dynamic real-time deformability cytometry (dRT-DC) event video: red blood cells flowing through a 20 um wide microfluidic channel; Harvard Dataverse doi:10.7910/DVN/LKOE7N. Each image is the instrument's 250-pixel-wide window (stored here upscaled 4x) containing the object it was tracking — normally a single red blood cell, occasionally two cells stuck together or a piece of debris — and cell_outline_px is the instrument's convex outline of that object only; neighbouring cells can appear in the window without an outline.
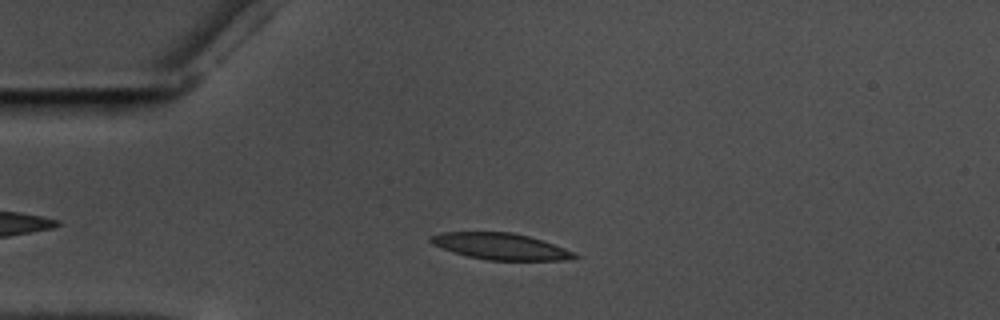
{"species": "common noctule bat (a hibernating species)", "species_latin": "Nyctalus noctula", "temperature_condition": "warm", "stored_images_in_passage": 47, "camera_frame_rate_fps": 3000, "um_per_image_px": 0.085, "animal": {"sex": "male", "body_mass_g": 17.5, "forearm_length_mm": 52.3}, "frame": {"image": 1, "passage_image": 9, "time_ms": 2.667, "image_size_px": [1000, 320], "cell_outline_px": [[580, 256], [564, 260], [488, 260], [468, 256], [432, 244], [428, 240], [428, 236], [444, 232], [512, 232], [528, 236], [576, 252]], "centroid_in_image_um": [42.54, 20.93], "position_along_channel_um": 42.5, "area_um2": 21.85}}
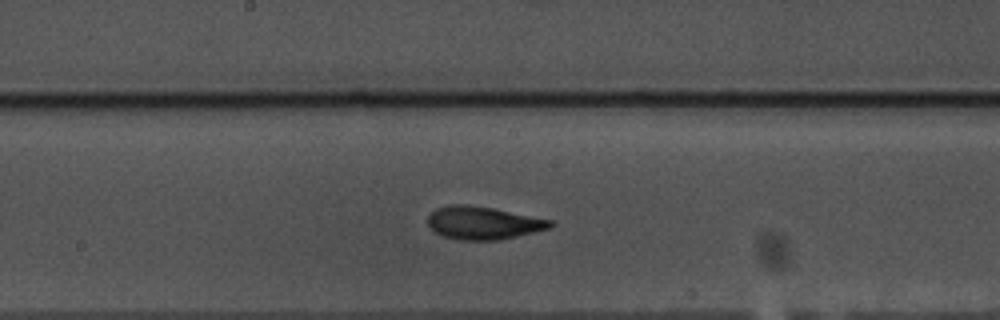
{"frame": {"image": 2, "passage_image": 25, "time_ms": 8.0, "image_size_px": [1000, 320], "cell_outline_px": [[556, 224], [552, 228], [516, 236], [496, 240], [460, 240], [444, 236], [436, 232], [428, 224], [428, 216], [436, 208], [456, 204], [464, 204], [492, 208], [552, 220]], "centroid_in_image_um": [41.1, 18.95], "position_along_channel_um": 207.1, "area_um2": 23.24}}
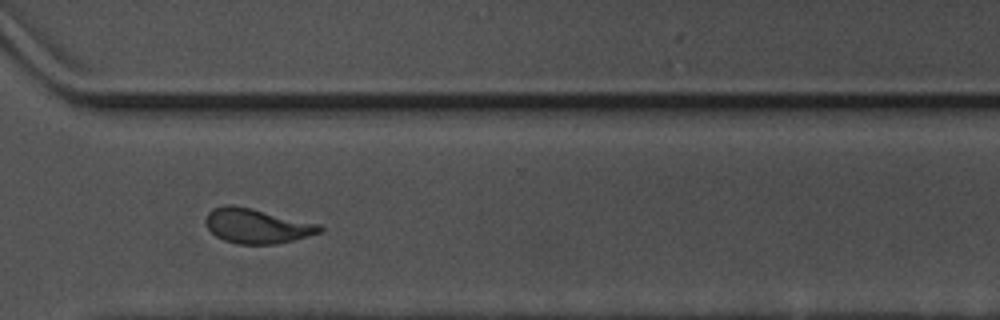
{"frame": {"image": 3, "passage_image": 37, "time_ms": 12.0, "image_size_px": [1000, 320], "cell_outline_px": [[324, 228], [320, 232], [308, 236], [276, 244], [240, 244], [224, 240], [216, 236], [208, 228], [204, 220], [208, 212], [212, 208], [224, 204], [232, 204], [320, 224]], "centroid_in_image_um": [21.8, 19.19], "position_along_channel_um": 348.8, "area_um2": 22.95}, "authors_computed_cell_mechanics": {"area_um2": 22.8888, "velocity_mm_per_s": 3.5369, "shape_relaxation_time_tau1_ms": 5.2718, "shape_relaxation_time_tau2_ms": 2.0503, "deformation_change_tau1": 0.1809, "deformation_change_tau2": 0.0953}}